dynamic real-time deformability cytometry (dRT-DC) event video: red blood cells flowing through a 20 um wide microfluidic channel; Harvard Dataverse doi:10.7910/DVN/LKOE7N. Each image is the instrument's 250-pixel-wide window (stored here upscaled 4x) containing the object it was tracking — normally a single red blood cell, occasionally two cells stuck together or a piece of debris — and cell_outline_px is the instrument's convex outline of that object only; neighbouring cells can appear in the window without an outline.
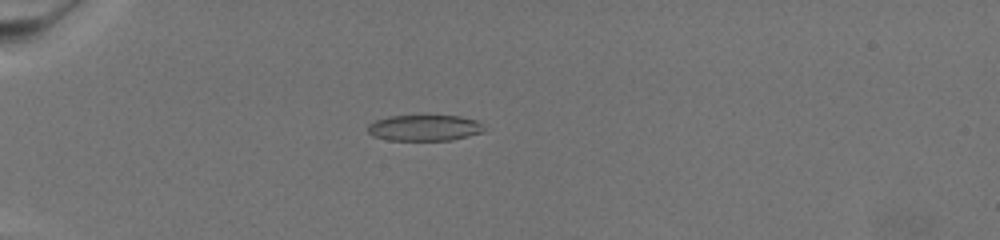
{"species": "common noctule bat (a hibernating species)", "species_latin": "Nyctalus noctula", "temperature_condition": "warm", "stored_images_in_passage": 50, "camera_frame_rate_fps": 3000, "um_per_image_px": 0.085, "animal": {"sex": "female", "body_mass_g": 19.5, "forearm_length_mm": 54.1}, "frame": {"image": 1, "passage_image": 1, "time_ms": 0.0, "image_size_px": [1000, 240], "cell_outline_px": [[484, 132], [452, 140], [388, 140], [372, 136], [368, 132], [368, 124], [376, 120], [388, 116], [460, 116], [476, 120], [484, 128]], "centroid_in_image_um": [36.06, 10.87], "position_along_channel_um": 48.9, "area_um2": 17.57}}
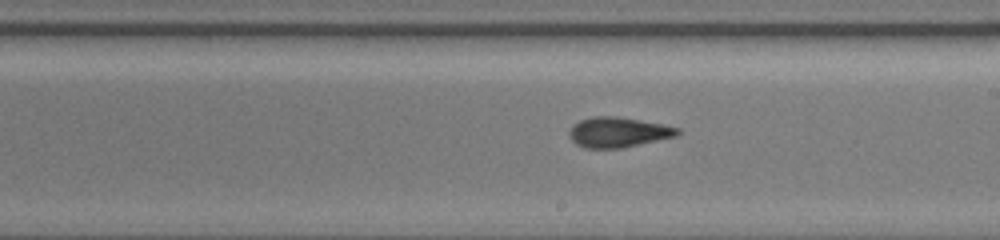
{"frame": {"image": 2, "passage_image": 23, "time_ms": 7.333, "image_size_px": [1000, 240], "cell_outline_px": [[680, 132], [676, 136], [620, 148], [584, 148], [576, 144], [568, 136], [568, 132], [572, 124], [580, 120], [592, 116], [616, 116], [664, 124], [680, 128]], "centroid_in_image_um": [52.5, 11.23], "position_along_channel_um": 236.5, "area_um2": 19.07}}
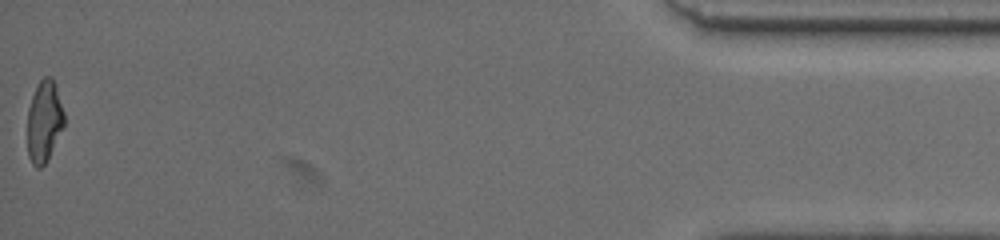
{"frame": {"image": 3, "passage_image": 50, "time_ms": 16.333, "image_size_px": [1000, 240], "cell_outline_px": [[64, 124], [48, 160], [40, 168], [36, 168], [32, 164], [28, 156], [28, 108], [32, 96], [40, 80], [44, 76], [52, 76], [64, 112]], "centroid_in_image_um": [3.75, 10.33], "position_along_channel_um": 431.5, "area_um2": 17.34}}